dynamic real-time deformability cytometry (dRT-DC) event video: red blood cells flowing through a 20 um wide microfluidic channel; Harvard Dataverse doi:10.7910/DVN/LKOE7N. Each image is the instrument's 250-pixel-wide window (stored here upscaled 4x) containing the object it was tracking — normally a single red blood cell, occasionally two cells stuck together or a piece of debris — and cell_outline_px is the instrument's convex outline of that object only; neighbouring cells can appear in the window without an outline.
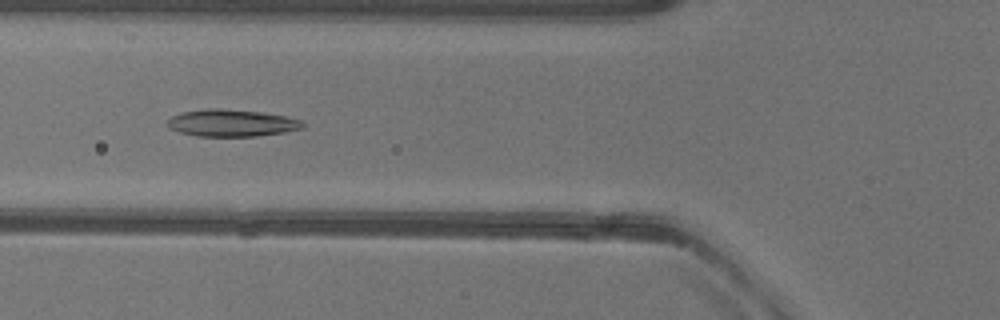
{"species": "common noctule bat (a hibernating species)", "species_latin": "Nyctalus noctula", "temperature_condition": "warm", "stored_images_in_passage": 41, "camera_frame_rate_fps": 3000, "um_per_image_px": 0.085, "animal": {"sex": "female"}, "frame": {"image": 1, "passage_image": 8, "time_ms": 2.333, "image_size_px": [1000, 320], "cell_outline_px": [[304, 128], [284, 132], [256, 136], [196, 136], [180, 132], [172, 128], [168, 124], [168, 120], [172, 116], [184, 112], [208, 108], [220, 108], [264, 112], [284, 116], [300, 120], [304, 124]], "centroid_in_image_um": [19.72, 10.45], "position_along_channel_um": 106.1, "area_um2": 21.15}}
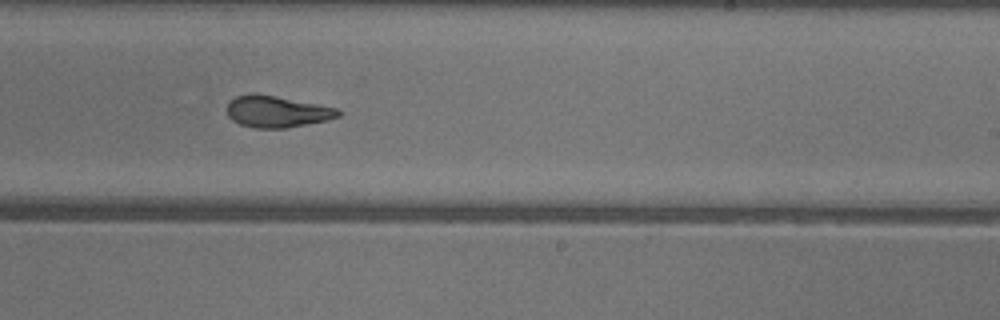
{"frame": {"image": 2, "passage_image": 20, "time_ms": 6.333, "image_size_px": [1000, 320], "cell_outline_px": [[340, 116], [328, 120], [284, 128], [256, 128], [240, 124], [232, 120], [228, 116], [228, 104], [236, 96], [252, 92], [256, 92], [336, 108], [340, 112]], "centroid_in_image_um": [23.51, 9.48], "position_along_channel_um": 265.5, "area_um2": 20.29}}
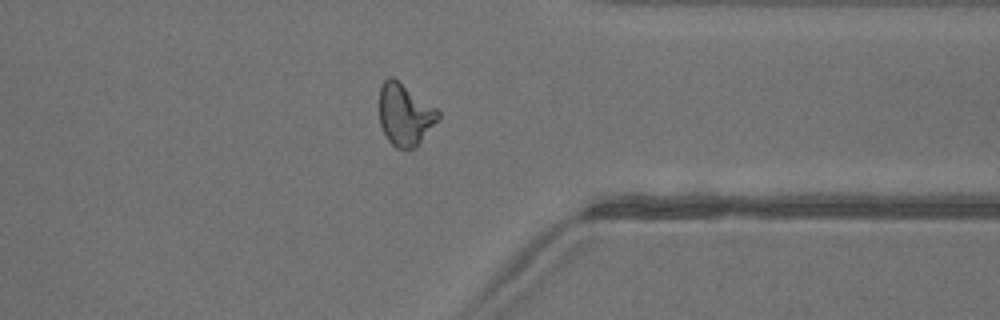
{"frame": {"image": 3, "passage_image": 29, "time_ms": 9.333, "image_size_px": [1000, 320], "cell_outline_px": [[440, 120], [412, 148], [396, 148], [388, 140], [380, 124], [380, 88], [384, 80], [388, 76], [392, 76], [436, 108], [440, 112]], "centroid_in_image_um": [34.42, 9.72], "position_along_channel_um": 377.0, "area_um2": 20.87}, "authors_computed_cell_mechanics": {"area_um2": 21.1548, "velocity_mm_per_s": 3.9808, "shape_relaxation_time_tau1_ms": 6.8227, "shape_relaxation_time_tau2_ms": 2.1925, "deformation_change_tau1": 0.2316, "deformation_change_tau2": 0.1038}}